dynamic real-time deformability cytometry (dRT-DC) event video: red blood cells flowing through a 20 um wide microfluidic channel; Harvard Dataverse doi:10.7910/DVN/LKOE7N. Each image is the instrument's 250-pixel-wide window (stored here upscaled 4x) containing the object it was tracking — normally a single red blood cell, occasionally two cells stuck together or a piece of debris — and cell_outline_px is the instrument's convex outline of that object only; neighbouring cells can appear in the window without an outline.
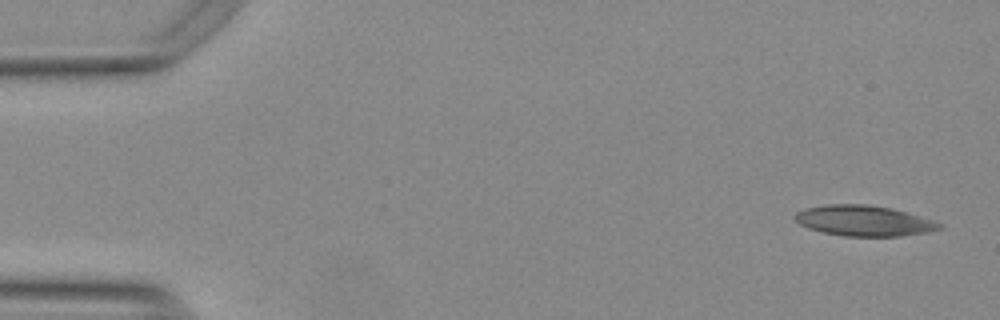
{"species": "Egyptian fruit bat (a non-hibernating species)", "species_latin": "Rousettus aegyptiacus", "temperature_condition": "warm", "stored_images_in_passage": 52, "camera_frame_rate_fps": 3000, "um_per_image_px": 0.085, "animal": {"sex": "female"}, "frame": {"image": 1, "passage_image": 1, "time_ms": 0.0, "image_size_px": [1000, 320], "cell_outline_px": [[940, 228], [928, 232], [900, 236], [844, 236], [824, 232], [808, 228], [800, 224], [792, 216], [796, 212], [804, 208], [828, 204], [868, 204], [892, 208], [932, 220], [940, 224]], "centroid_in_image_um": [73.37, 18.75], "position_along_channel_um": 11.6, "area_um2": 25.55}}
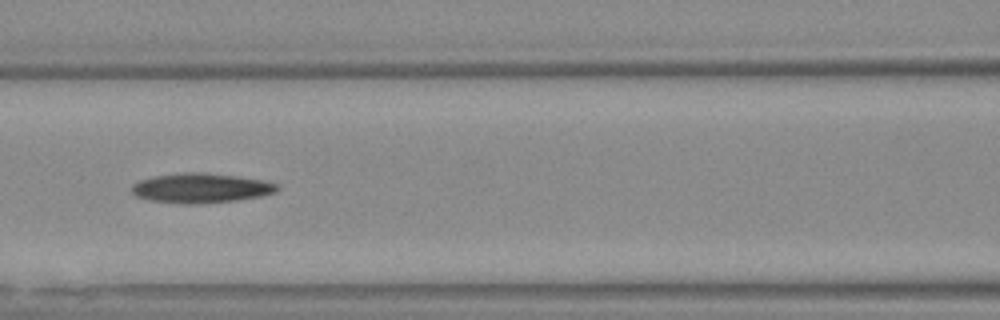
{"frame": {"image": 2, "passage_image": 22, "time_ms": 7.0, "image_size_px": [1000, 320], "cell_outline_px": [[280, 188], [276, 192], [264, 196], [236, 200], [196, 204], [184, 204], [148, 200], [136, 196], [132, 192], [132, 184], [140, 180], [152, 176], [180, 172], [204, 172], [236, 176], [260, 180], [276, 184]], "centroid_in_image_um": [17.05, 15.98], "position_along_channel_um": 149.6, "area_um2": 25.26}}
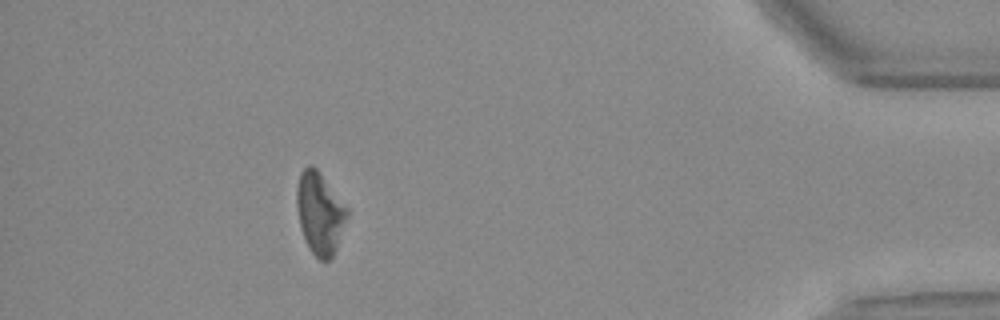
{"frame": {"image": 3, "passage_image": 47, "time_ms": 15.333, "image_size_px": [1000, 320], "cell_outline_px": [[348, 216], [336, 248], [332, 256], [328, 260], [320, 260], [312, 252], [304, 236], [300, 224], [296, 204], [296, 188], [300, 172], [308, 164], [312, 164], [320, 172], [348, 208]], "centroid_in_image_um": [27.18, 18.07], "position_along_channel_um": 408.0, "area_um2": 23.81}}